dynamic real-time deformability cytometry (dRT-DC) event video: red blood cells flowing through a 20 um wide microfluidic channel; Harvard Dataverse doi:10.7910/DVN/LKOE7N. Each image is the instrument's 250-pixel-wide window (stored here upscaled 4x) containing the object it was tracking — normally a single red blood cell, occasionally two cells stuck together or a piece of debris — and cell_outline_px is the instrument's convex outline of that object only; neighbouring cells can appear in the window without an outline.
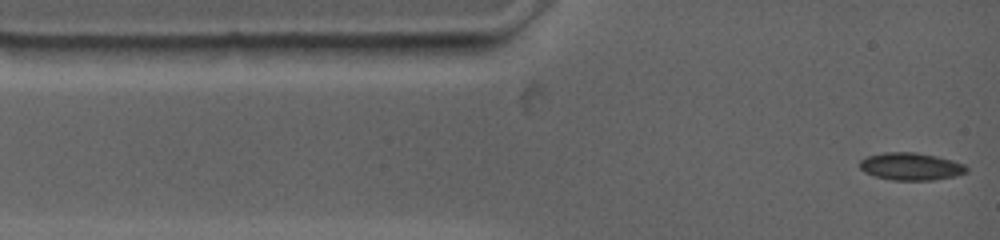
{"species": "common noctule bat (a hibernating species)", "species_latin": "Nyctalus noctula", "temperature_condition": "warm", "stored_images_in_passage": 4, "camera_frame_rate_fps": 4500, "um_per_image_px": 0.085, "animal": {"sex": "female", "body_mass_g": 19.0, "forearm_length_mm": 53.3}, "frame": {"image": 1, "passage_image": 1, "time_ms": 0.0, "image_size_px": [1000, 240], "cell_outline_px": [[968, 172], [952, 176], [932, 180], [896, 180], [876, 176], [860, 168], [860, 160], [868, 156], [884, 152], [916, 152], [936, 156], [952, 160], [964, 164], [968, 168]], "centroid_in_image_um": [77.45, 14.13], "position_along_channel_um": 7.5, "area_um2": 16.82}}
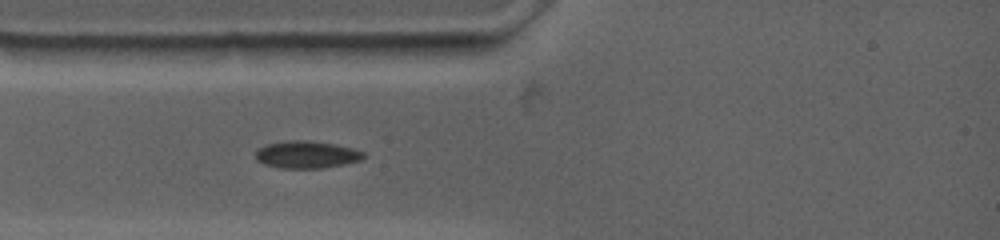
{"frame": {"image": 2, "passage_image": 4, "time_ms": 2.444, "image_size_px": [1000, 240], "cell_outline_px": [[364, 156], [360, 160], [344, 164], [320, 168], [280, 168], [264, 164], [256, 160], [256, 152], [264, 144], [288, 140], [308, 140], [336, 144], [352, 148], [364, 152]], "centroid_in_image_um": [26.04, 13.13], "position_along_channel_um": 59.0, "area_um2": 17.17}}